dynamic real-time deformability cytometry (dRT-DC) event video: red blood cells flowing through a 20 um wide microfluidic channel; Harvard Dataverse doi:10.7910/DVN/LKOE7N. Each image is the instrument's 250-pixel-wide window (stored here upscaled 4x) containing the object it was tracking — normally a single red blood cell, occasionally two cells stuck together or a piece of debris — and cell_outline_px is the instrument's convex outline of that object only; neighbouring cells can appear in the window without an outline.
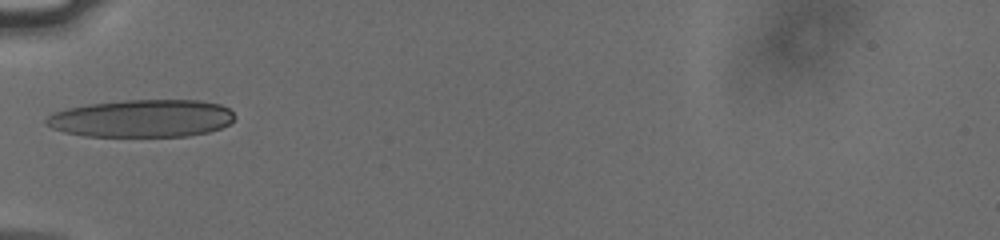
{"species": "human", "species_latin": "Homo sapiens", "temperature_condition": "cold", "stored_images_in_passage": 36, "camera_frame_rate_fps": 3000, "um_per_image_px": 0.085, "donor": {"sex": "male"}, "frame": {"image": 1, "passage_image": 1, "time_ms": 0.0, "image_size_px": [1000, 240], "cell_outline_px": [[236, 116], [228, 124], [220, 128], [208, 132], [188, 136], [84, 136], [64, 132], [52, 128], [44, 124], [44, 120], [48, 116], [64, 108], [88, 104], [124, 100], [200, 100], [220, 104], [228, 108]], "centroid_in_image_um": [12.04, 10.06], "position_along_channel_um": 73.0, "area_um2": 41.44}}
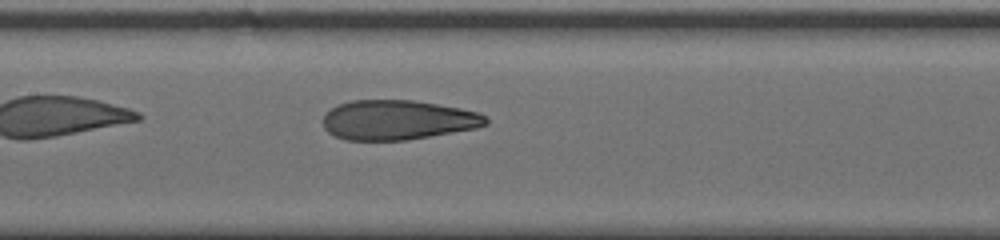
{"frame": {"image": 2, "passage_image": 9, "time_ms": 2.667, "image_size_px": [1000, 240], "cell_outline_px": [[488, 124], [476, 128], [404, 140], [344, 140], [328, 132], [324, 128], [324, 116], [332, 108], [340, 104], [352, 100], [412, 100], [460, 108], [480, 112], [488, 120]], "centroid_in_image_um": [33.81, 10.19], "position_along_channel_um": 173.6, "area_um2": 37.34}}
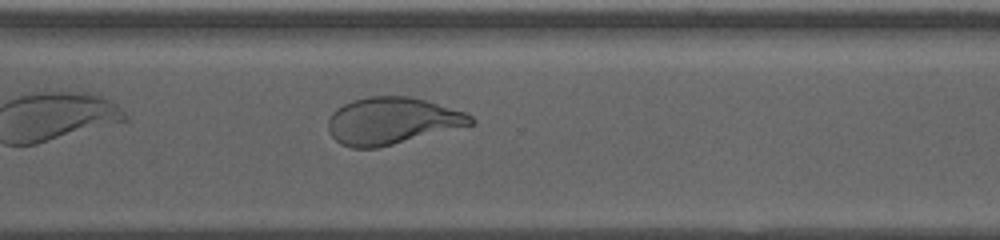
{"frame": {"image": 3, "passage_image": 22, "time_ms": 7.0, "image_size_px": [1000, 240], "cell_outline_px": [[476, 124], [376, 148], [352, 148], [340, 144], [332, 136], [328, 128], [328, 120], [332, 112], [344, 104], [352, 100], [368, 96], [408, 96], [424, 100], [464, 112], [472, 116], [476, 120]], "centroid_in_image_um": [33.31, 10.28], "position_along_channel_um": 337.3, "area_um2": 38.84}, "authors_computed_cell_mechanics": {"area_um2": 39.3907, "velocity_mm_per_s": 3.7955, "shape_relaxation_time_tau1_ms": 7.2228, "shape_relaxation_time_tau2_ms": 1.2838, "deformation_change_tau1": 0.2425, "deformation_change_tau2": 0.08}}